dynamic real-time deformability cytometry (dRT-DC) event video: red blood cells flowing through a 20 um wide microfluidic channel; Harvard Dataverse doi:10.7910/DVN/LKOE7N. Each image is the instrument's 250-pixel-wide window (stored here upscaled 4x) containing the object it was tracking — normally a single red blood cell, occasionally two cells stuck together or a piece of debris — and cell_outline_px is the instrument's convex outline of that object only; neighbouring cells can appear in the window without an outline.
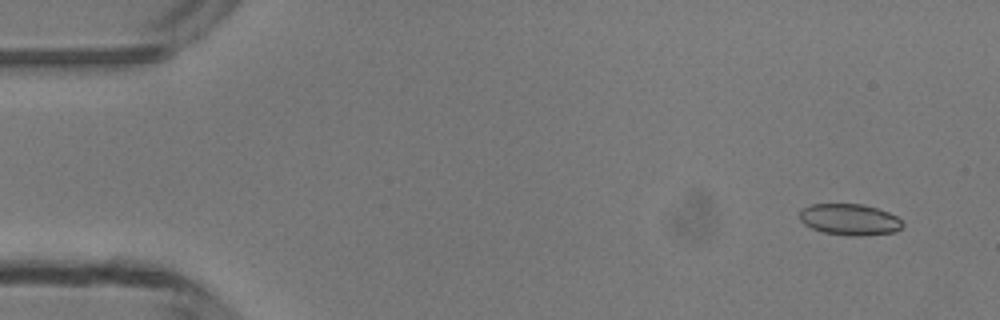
{"species": "common noctule bat (a hibernating species)", "species_latin": "Nyctalus noctula", "temperature_condition": "room temperature", "stored_images_in_passage": 3, "camera_frame_rate_fps": 3000, "um_per_image_px": 0.085, "animal": {"sex": "male", "body_mass_g": 13.3}, "frame": {"image": 1, "passage_image": 1, "time_ms": 0.0, "image_size_px": [1000, 320], "cell_outline_px": [[904, 224], [896, 232], [856, 236], [848, 236], [824, 232], [812, 228], [804, 224], [800, 220], [800, 212], [804, 208], [812, 204], [864, 204], [888, 212], [896, 216]], "centroid_in_image_um": [72.22, 18.66], "position_along_channel_um": 12.8, "area_um2": 18.67}}
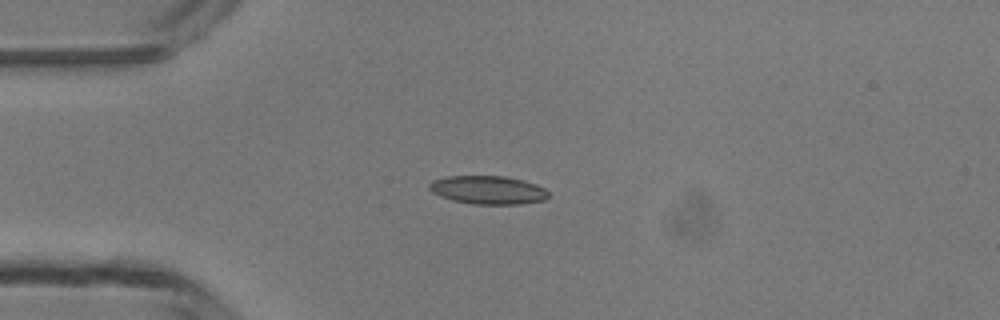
{"frame": {"image": 2, "passage_image": 3, "time_ms": 3.0, "image_size_px": [1000, 320], "cell_outline_px": [[548, 196], [544, 200], [520, 204], [472, 204], [452, 200], [440, 196], [432, 192], [428, 188], [428, 184], [432, 180], [448, 176], [504, 176], [536, 184], [544, 188], [548, 192]], "centroid_in_image_um": [41.44, 16.15], "position_along_channel_um": 43.6, "area_um2": 19.65}}